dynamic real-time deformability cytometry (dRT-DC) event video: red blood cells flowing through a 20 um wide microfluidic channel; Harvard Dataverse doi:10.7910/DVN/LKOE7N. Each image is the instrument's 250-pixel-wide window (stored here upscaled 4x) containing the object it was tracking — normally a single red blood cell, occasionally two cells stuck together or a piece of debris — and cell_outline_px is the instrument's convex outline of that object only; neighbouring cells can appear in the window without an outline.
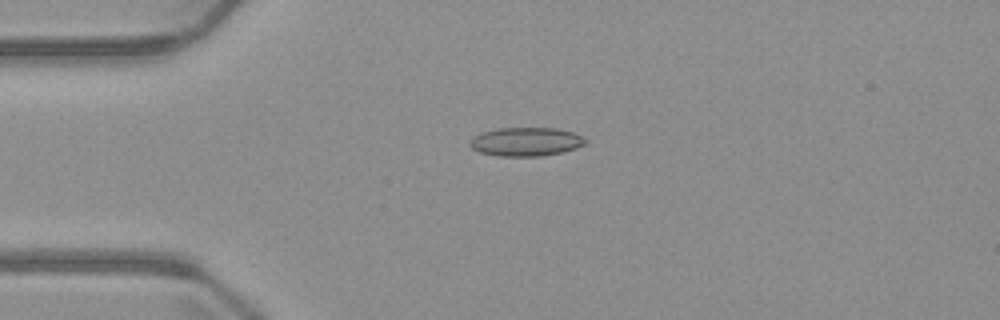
{"species": "common noctule bat (a hibernating species)", "species_latin": "Nyctalus noctula", "temperature_condition": "warm", "stored_images_in_passage": 4, "camera_frame_rate_fps": 3000, "um_per_image_px": 0.085, "animal": {"sex": "male", "body_mass_g": 23.1, "forearm_length_mm": 52.7}, "frame": {"image": 1, "passage_image": 3, "time_ms": 3.333, "image_size_px": [1000, 320], "cell_outline_px": [[588, 140], [584, 144], [576, 148], [560, 152], [540, 156], [496, 156], [480, 152], [472, 148], [468, 144], [468, 140], [472, 136], [480, 132], [500, 128], [556, 128], [572, 132]], "centroid_in_image_um": [44.63, 12.04], "position_along_channel_um": 40.4, "area_um2": 19.36}}